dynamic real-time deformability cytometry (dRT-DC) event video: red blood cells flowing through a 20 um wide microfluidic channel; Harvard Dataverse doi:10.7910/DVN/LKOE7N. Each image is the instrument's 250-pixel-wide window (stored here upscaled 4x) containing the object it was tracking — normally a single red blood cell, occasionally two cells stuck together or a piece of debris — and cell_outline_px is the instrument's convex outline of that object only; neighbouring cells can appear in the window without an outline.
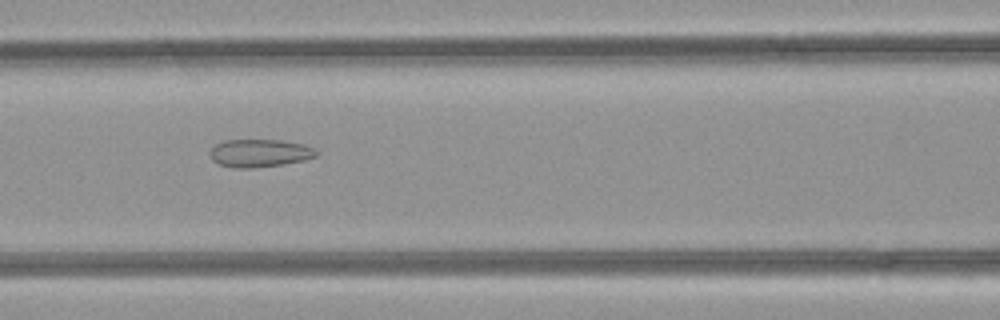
{"species": "common noctule bat (a hibernating species)", "species_latin": "Nyctalus noctula", "temperature_condition": "room temperature", "stored_images_in_passage": 34, "camera_frame_rate_fps": 3000, "um_per_image_px": 0.085, "animal": {"sex": "female", "body_mass_g": 21.9}, "frame": {"image": 1, "passage_image": 9, "time_ms": 2.667, "image_size_px": [1000, 320], "cell_outline_px": [[320, 152], [316, 156], [304, 160], [284, 164], [256, 168], [232, 168], [216, 164], [212, 160], [208, 152], [216, 144], [224, 140], [280, 140], [304, 144], [316, 148]], "centroid_in_image_um": [22.07, 13.02], "position_along_channel_um": 144.5, "area_um2": 17.63}}
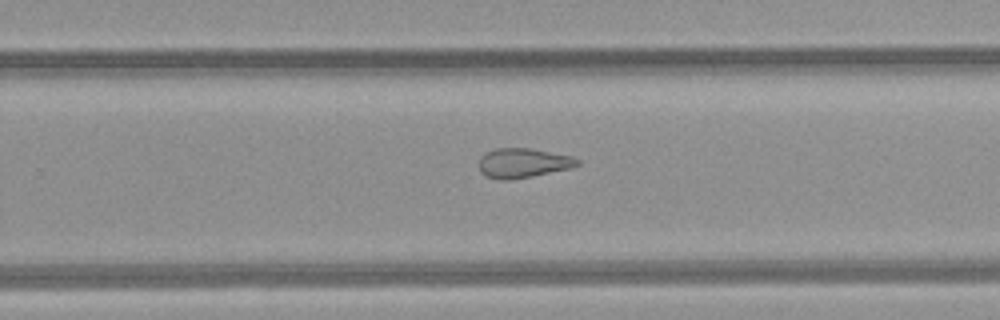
{"frame": {"image": 2, "passage_image": 19, "time_ms": 6.0, "image_size_px": [1000, 320], "cell_outline_px": [[580, 164], [572, 168], [532, 176], [508, 180], [500, 180], [484, 176], [480, 172], [480, 156], [484, 152], [496, 148], [532, 148], [572, 156], [580, 160]], "centroid_in_image_um": [44.45, 13.85], "position_along_channel_um": 285.3, "area_um2": 17.17}}
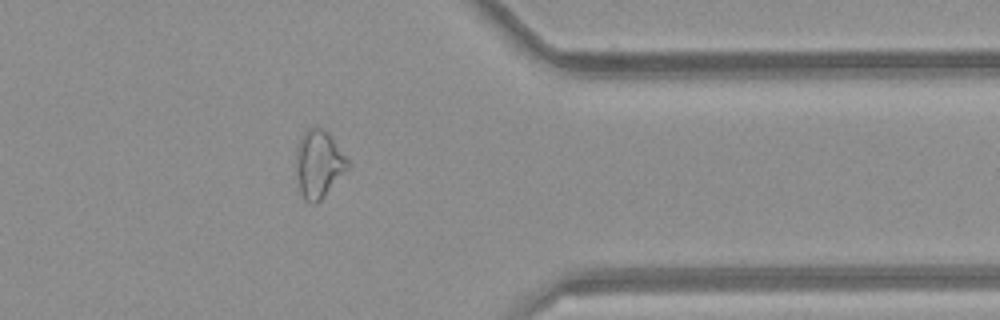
{"frame": {"image": 3, "passage_image": 27, "time_ms": 8.667, "image_size_px": [1000, 320], "cell_outline_px": [[348, 168], [320, 200], [316, 204], [312, 204], [304, 200], [300, 192], [296, 172], [296, 148], [300, 136], [308, 128], [324, 128], [328, 132], [348, 160]], "centroid_in_image_um": [27.05, 13.93], "position_along_channel_um": 384.3, "area_um2": 20.17}, "authors_computed_cell_mechanics": {"area_um2": 18.3515, "velocity_mm_per_s": 4.2381, "shape_relaxation_time_tau1_ms": null, "shape_relaxation_time_tau2_ms": 2.2789, "deformation_change_tau1": null, "deformation_change_tau2": 0.1136}}